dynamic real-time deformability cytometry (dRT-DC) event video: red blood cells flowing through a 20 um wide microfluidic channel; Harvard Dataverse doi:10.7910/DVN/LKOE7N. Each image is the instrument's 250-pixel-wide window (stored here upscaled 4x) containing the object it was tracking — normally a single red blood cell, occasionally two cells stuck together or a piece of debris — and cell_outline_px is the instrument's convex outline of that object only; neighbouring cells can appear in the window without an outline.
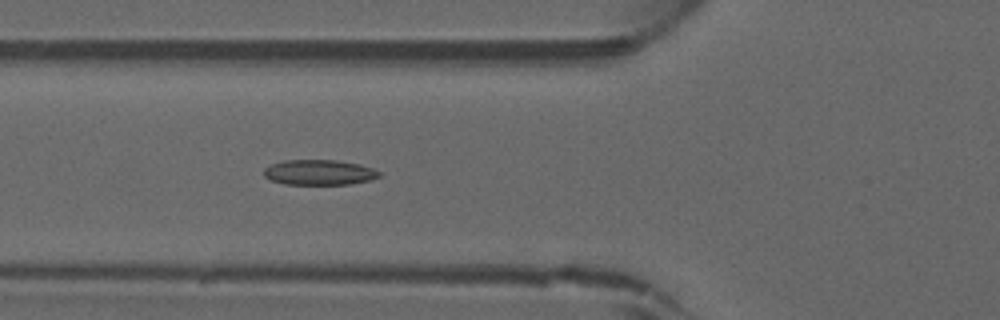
{"species": "common noctule bat (a hibernating species)", "species_latin": "Nyctalus noctula", "temperature_condition": "warm", "stored_images_in_passage": 40, "camera_frame_rate_fps": 3000, "um_per_image_px": 0.085, "animal": {"sex": "male", "forearm_length_mm": 52.5}, "frame": {"image": 1, "passage_image": 17, "time_ms": 5.333, "image_size_px": [1000, 320], "cell_outline_px": [[380, 176], [368, 180], [348, 184], [284, 184], [272, 180], [264, 176], [264, 168], [272, 164], [284, 160], [336, 160], [360, 164], [372, 168], [380, 172]], "centroid_in_image_um": [27.12, 14.64], "position_along_channel_um": 98.7, "area_um2": 16.82}}